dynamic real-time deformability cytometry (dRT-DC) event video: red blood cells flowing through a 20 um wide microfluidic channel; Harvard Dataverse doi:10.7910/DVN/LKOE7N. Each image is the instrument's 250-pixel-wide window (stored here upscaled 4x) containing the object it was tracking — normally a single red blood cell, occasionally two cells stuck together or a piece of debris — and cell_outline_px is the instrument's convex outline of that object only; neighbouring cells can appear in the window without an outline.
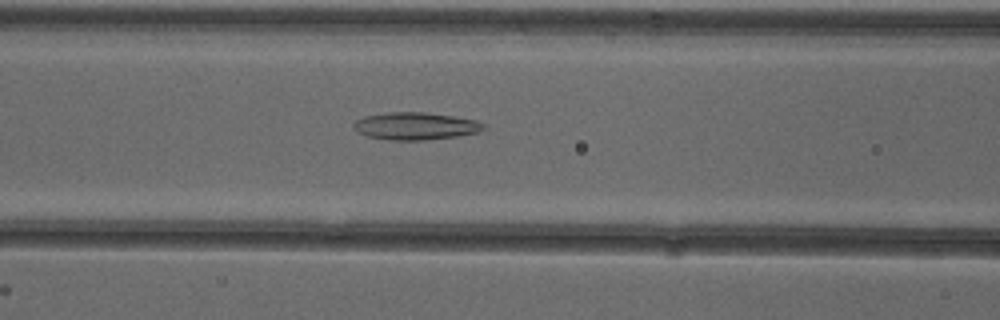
{"species": "common noctule bat (a hibernating species)", "species_latin": "Nyctalus noctula", "temperature_condition": "cold", "stored_images_in_passage": 38, "camera_frame_rate_fps": 3000, "um_per_image_px": 0.085, "animal": {"sex": "female"}, "frame": {"image": 1, "passage_image": 17, "time_ms": 5.333, "image_size_px": [1000, 320], "cell_outline_px": [[488, 128], [480, 132], [456, 136], [424, 140], [388, 140], [368, 136], [356, 132], [352, 128], [352, 124], [356, 120], [364, 116], [388, 112], [424, 112], [452, 116], [476, 120], [484, 124]], "centroid_in_image_um": [35.3, 10.71], "position_along_channel_um": 131.3, "area_um2": 20.92}}
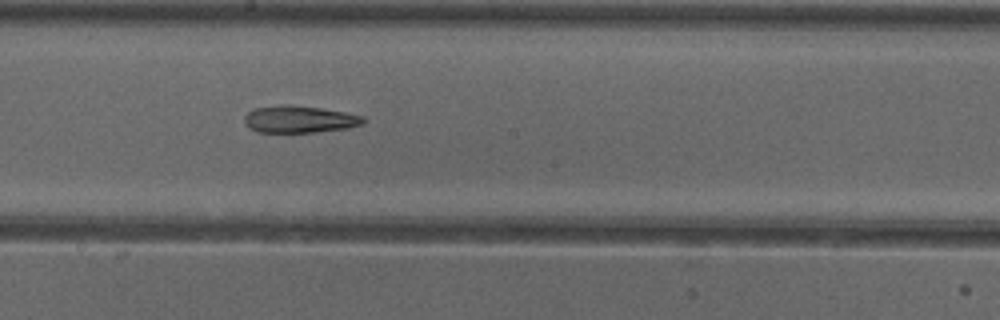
{"frame": {"image": 2, "passage_image": 24, "time_ms": 7.667, "image_size_px": [1000, 320], "cell_outline_px": [[368, 120], [364, 124], [348, 128], [316, 132], [256, 132], [248, 128], [244, 124], [244, 116], [248, 112], [256, 108], [280, 104], [292, 104], [320, 108], [344, 112], [364, 116]], "centroid_in_image_um": [25.46, 10.14], "position_along_channel_um": 222.7, "area_um2": 19.07}}
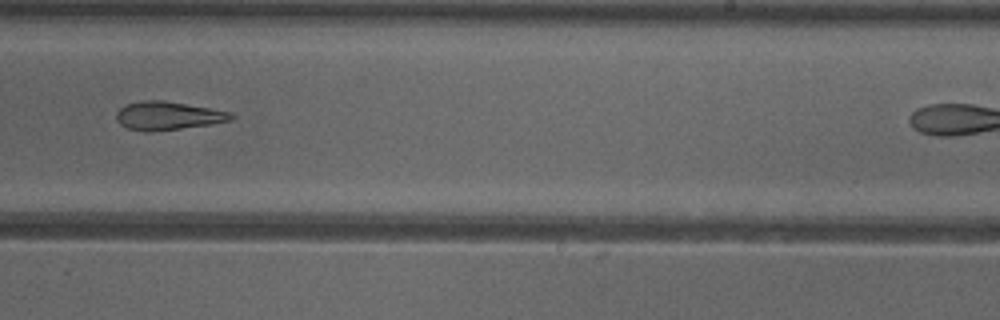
{"frame": {"image": 3, "passage_image": 28, "time_ms": 9.0, "image_size_px": [1000, 320], "cell_outline_px": [[236, 116], [232, 120], [212, 124], [148, 132], [144, 132], [128, 128], [120, 124], [116, 120], [116, 112], [124, 104], [144, 100], [164, 100], [232, 112]], "centroid_in_image_um": [14.27, 9.83], "position_along_channel_um": 274.7, "area_um2": 19.07}}